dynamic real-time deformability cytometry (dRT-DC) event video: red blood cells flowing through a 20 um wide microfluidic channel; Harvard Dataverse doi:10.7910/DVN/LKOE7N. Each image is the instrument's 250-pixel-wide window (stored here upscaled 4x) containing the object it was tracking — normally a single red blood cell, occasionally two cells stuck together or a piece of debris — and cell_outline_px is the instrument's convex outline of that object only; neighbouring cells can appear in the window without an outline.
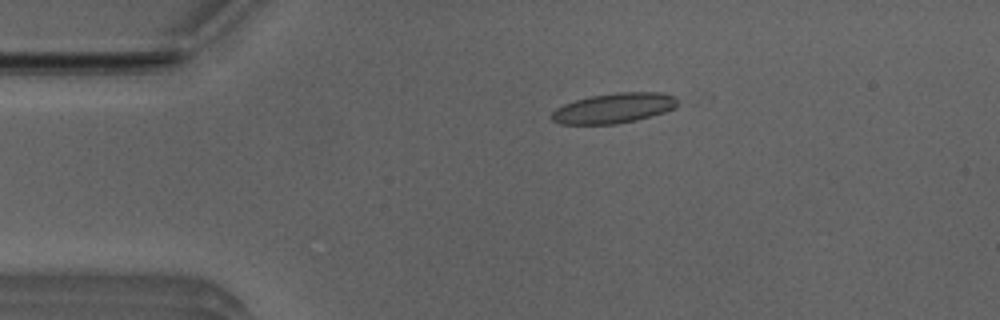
{"species": "Egyptian fruit bat (a non-hibernating species)", "species_latin": "Rousettus aegyptiacus", "temperature_condition": "room temperature", "stored_images_in_passage": 19, "camera_frame_rate_fps": 3000, "um_per_image_px": 0.085, "animal": {"sex": "male"}, "frame": {"image": 1, "passage_image": 11, "time_ms": 3.333, "image_size_px": [1000, 320], "cell_outline_px": [[684, 104], [676, 108], [664, 112], [636, 120], [616, 124], [560, 124], [552, 120], [548, 116], [556, 108], [564, 104], [576, 100], [592, 96], [616, 92], [664, 92], [676, 96]], "centroid_in_image_um": [52.25, 9.18], "position_along_channel_um": 32.7, "area_um2": 22.48}}